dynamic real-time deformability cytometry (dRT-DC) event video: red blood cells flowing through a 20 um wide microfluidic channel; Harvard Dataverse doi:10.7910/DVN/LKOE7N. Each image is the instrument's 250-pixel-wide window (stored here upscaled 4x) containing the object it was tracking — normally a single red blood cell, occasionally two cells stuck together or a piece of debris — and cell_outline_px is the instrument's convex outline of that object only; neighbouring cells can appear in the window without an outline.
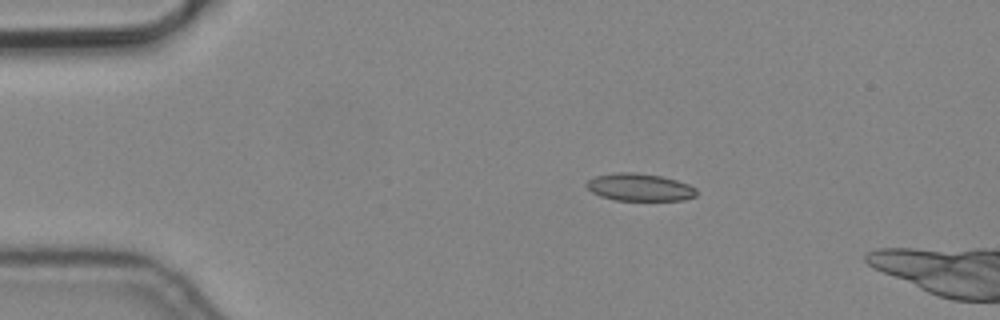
{"species": "common noctule bat (a hibernating species)", "species_latin": "Nyctalus noctula", "temperature_condition": "cold", "stored_images_in_passage": 4, "camera_frame_rate_fps": 3000, "um_per_image_px": 0.085, "animal": {"sex": "male", "body_mass_g": 19.2, "forearm_length_mm": 51.8}, "frame": {"image": 1, "passage_image": 2, "time_ms": 0.333, "image_size_px": [1000, 320], "cell_outline_px": [[696, 196], [684, 200], [616, 200], [600, 196], [592, 192], [584, 184], [588, 180], [596, 176], [612, 172], [636, 172], [660, 176], [676, 180], [688, 184], [696, 188]], "centroid_in_image_um": [54.35, 15.91], "position_along_channel_um": 30.7, "area_um2": 17.63}}